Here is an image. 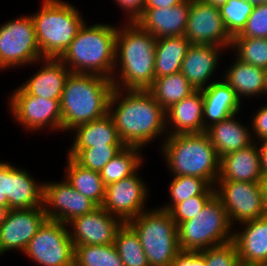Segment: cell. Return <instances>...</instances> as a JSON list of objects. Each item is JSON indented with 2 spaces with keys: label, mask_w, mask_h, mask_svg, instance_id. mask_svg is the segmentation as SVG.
<instances>
[{
  "label": "cell",
  "mask_w": 267,
  "mask_h": 266,
  "mask_svg": "<svg viewBox=\"0 0 267 266\" xmlns=\"http://www.w3.org/2000/svg\"><path fill=\"white\" fill-rule=\"evenodd\" d=\"M108 114L125 146L145 149L153 139L162 137L163 134L167 136L166 110L148 90L114 88L108 104Z\"/></svg>",
  "instance_id": "obj_1"
},
{
  "label": "cell",
  "mask_w": 267,
  "mask_h": 266,
  "mask_svg": "<svg viewBox=\"0 0 267 266\" xmlns=\"http://www.w3.org/2000/svg\"><path fill=\"white\" fill-rule=\"evenodd\" d=\"M156 39L136 22H125L118 27L111 79L114 88L148 90L152 86L155 79Z\"/></svg>",
  "instance_id": "obj_2"
},
{
  "label": "cell",
  "mask_w": 267,
  "mask_h": 266,
  "mask_svg": "<svg viewBox=\"0 0 267 266\" xmlns=\"http://www.w3.org/2000/svg\"><path fill=\"white\" fill-rule=\"evenodd\" d=\"M113 89L107 77L70 73L60 100L62 131L71 132L79 125L105 116Z\"/></svg>",
  "instance_id": "obj_3"
},
{
  "label": "cell",
  "mask_w": 267,
  "mask_h": 266,
  "mask_svg": "<svg viewBox=\"0 0 267 266\" xmlns=\"http://www.w3.org/2000/svg\"><path fill=\"white\" fill-rule=\"evenodd\" d=\"M86 24L85 21L59 59L71 73L96 74L112 79L118 26L101 22Z\"/></svg>",
  "instance_id": "obj_4"
},
{
  "label": "cell",
  "mask_w": 267,
  "mask_h": 266,
  "mask_svg": "<svg viewBox=\"0 0 267 266\" xmlns=\"http://www.w3.org/2000/svg\"><path fill=\"white\" fill-rule=\"evenodd\" d=\"M164 160L173 176H194L215 186L219 175L220 158L208 135L178 134L163 137Z\"/></svg>",
  "instance_id": "obj_5"
},
{
  "label": "cell",
  "mask_w": 267,
  "mask_h": 266,
  "mask_svg": "<svg viewBox=\"0 0 267 266\" xmlns=\"http://www.w3.org/2000/svg\"><path fill=\"white\" fill-rule=\"evenodd\" d=\"M31 17L43 59H59L86 20L74 5L63 0H43Z\"/></svg>",
  "instance_id": "obj_6"
},
{
  "label": "cell",
  "mask_w": 267,
  "mask_h": 266,
  "mask_svg": "<svg viewBox=\"0 0 267 266\" xmlns=\"http://www.w3.org/2000/svg\"><path fill=\"white\" fill-rule=\"evenodd\" d=\"M221 200L214 195L195 217L177 225L180 251L200 252L233 240V229Z\"/></svg>",
  "instance_id": "obj_7"
},
{
  "label": "cell",
  "mask_w": 267,
  "mask_h": 266,
  "mask_svg": "<svg viewBox=\"0 0 267 266\" xmlns=\"http://www.w3.org/2000/svg\"><path fill=\"white\" fill-rule=\"evenodd\" d=\"M139 236L149 266H171L181 252L177 225L169 211L147 209L127 222Z\"/></svg>",
  "instance_id": "obj_8"
},
{
  "label": "cell",
  "mask_w": 267,
  "mask_h": 266,
  "mask_svg": "<svg viewBox=\"0 0 267 266\" xmlns=\"http://www.w3.org/2000/svg\"><path fill=\"white\" fill-rule=\"evenodd\" d=\"M42 54L37 42L34 22L31 17L20 15L0 24V69L34 65ZM32 63V64H31Z\"/></svg>",
  "instance_id": "obj_9"
},
{
  "label": "cell",
  "mask_w": 267,
  "mask_h": 266,
  "mask_svg": "<svg viewBox=\"0 0 267 266\" xmlns=\"http://www.w3.org/2000/svg\"><path fill=\"white\" fill-rule=\"evenodd\" d=\"M215 195L221 200L232 226L267 215L263 183L217 181Z\"/></svg>",
  "instance_id": "obj_10"
},
{
  "label": "cell",
  "mask_w": 267,
  "mask_h": 266,
  "mask_svg": "<svg viewBox=\"0 0 267 266\" xmlns=\"http://www.w3.org/2000/svg\"><path fill=\"white\" fill-rule=\"evenodd\" d=\"M68 228L67 224L47 219L23 253L40 266H74L75 246Z\"/></svg>",
  "instance_id": "obj_11"
},
{
  "label": "cell",
  "mask_w": 267,
  "mask_h": 266,
  "mask_svg": "<svg viewBox=\"0 0 267 266\" xmlns=\"http://www.w3.org/2000/svg\"><path fill=\"white\" fill-rule=\"evenodd\" d=\"M9 97V112L24 130L62 131L60 100L29 95L21 86Z\"/></svg>",
  "instance_id": "obj_12"
},
{
  "label": "cell",
  "mask_w": 267,
  "mask_h": 266,
  "mask_svg": "<svg viewBox=\"0 0 267 266\" xmlns=\"http://www.w3.org/2000/svg\"><path fill=\"white\" fill-rule=\"evenodd\" d=\"M184 36L191 44L231 47L232 36L227 31L219 8L201 0H190Z\"/></svg>",
  "instance_id": "obj_13"
},
{
  "label": "cell",
  "mask_w": 267,
  "mask_h": 266,
  "mask_svg": "<svg viewBox=\"0 0 267 266\" xmlns=\"http://www.w3.org/2000/svg\"><path fill=\"white\" fill-rule=\"evenodd\" d=\"M138 174L137 170L129 177L107 185L105 189L101 207L124 223L147 210L145 205L149 199L150 189Z\"/></svg>",
  "instance_id": "obj_14"
},
{
  "label": "cell",
  "mask_w": 267,
  "mask_h": 266,
  "mask_svg": "<svg viewBox=\"0 0 267 266\" xmlns=\"http://www.w3.org/2000/svg\"><path fill=\"white\" fill-rule=\"evenodd\" d=\"M98 206L76 191L63 178L60 182H43V208L48 220L67 224L73 218L92 212Z\"/></svg>",
  "instance_id": "obj_15"
},
{
  "label": "cell",
  "mask_w": 267,
  "mask_h": 266,
  "mask_svg": "<svg viewBox=\"0 0 267 266\" xmlns=\"http://www.w3.org/2000/svg\"><path fill=\"white\" fill-rule=\"evenodd\" d=\"M47 220L43 206L28 209H10L0 226V257L5 252H24L30 240Z\"/></svg>",
  "instance_id": "obj_16"
},
{
  "label": "cell",
  "mask_w": 267,
  "mask_h": 266,
  "mask_svg": "<svg viewBox=\"0 0 267 266\" xmlns=\"http://www.w3.org/2000/svg\"><path fill=\"white\" fill-rule=\"evenodd\" d=\"M123 223L120 218L98 206L90 213L73 218L67 226H71L68 230L74 245H107L114 243Z\"/></svg>",
  "instance_id": "obj_17"
},
{
  "label": "cell",
  "mask_w": 267,
  "mask_h": 266,
  "mask_svg": "<svg viewBox=\"0 0 267 266\" xmlns=\"http://www.w3.org/2000/svg\"><path fill=\"white\" fill-rule=\"evenodd\" d=\"M238 225L243 229L233 231L232 241L241 265L263 266L267 262V215Z\"/></svg>",
  "instance_id": "obj_18"
},
{
  "label": "cell",
  "mask_w": 267,
  "mask_h": 266,
  "mask_svg": "<svg viewBox=\"0 0 267 266\" xmlns=\"http://www.w3.org/2000/svg\"><path fill=\"white\" fill-rule=\"evenodd\" d=\"M190 0L168 8H144L136 23L156 38L184 36Z\"/></svg>",
  "instance_id": "obj_19"
},
{
  "label": "cell",
  "mask_w": 267,
  "mask_h": 266,
  "mask_svg": "<svg viewBox=\"0 0 267 266\" xmlns=\"http://www.w3.org/2000/svg\"><path fill=\"white\" fill-rule=\"evenodd\" d=\"M226 48L215 45L191 44L182 61L180 72L195 90L208 87ZM208 81V82H207Z\"/></svg>",
  "instance_id": "obj_20"
},
{
  "label": "cell",
  "mask_w": 267,
  "mask_h": 266,
  "mask_svg": "<svg viewBox=\"0 0 267 266\" xmlns=\"http://www.w3.org/2000/svg\"><path fill=\"white\" fill-rule=\"evenodd\" d=\"M217 181H245L262 183L260 157L257 142L228 153L220 158Z\"/></svg>",
  "instance_id": "obj_21"
},
{
  "label": "cell",
  "mask_w": 267,
  "mask_h": 266,
  "mask_svg": "<svg viewBox=\"0 0 267 266\" xmlns=\"http://www.w3.org/2000/svg\"><path fill=\"white\" fill-rule=\"evenodd\" d=\"M203 96L204 132L211 125L225 120L241 111L242 101L235 91L222 79L201 89Z\"/></svg>",
  "instance_id": "obj_22"
},
{
  "label": "cell",
  "mask_w": 267,
  "mask_h": 266,
  "mask_svg": "<svg viewBox=\"0 0 267 266\" xmlns=\"http://www.w3.org/2000/svg\"><path fill=\"white\" fill-rule=\"evenodd\" d=\"M41 68L21 87L29 94L41 98L61 100L67 77L71 71L60 59L44 58Z\"/></svg>",
  "instance_id": "obj_23"
},
{
  "label": "cell",
  "mask_w": 267,
  "mask_h": 266,
  "mask_svg": "<svg viewBox=\"0 0 267 266\" xmlns=\"http://www.w3.org/2000/svg\"><path fill=\"white\" fill-rule=\"evenodd\" d=\"M166 124L167 135L204 133L202 91L195 90L167 109Z\"/></svg>",
  "instance_id": "obj_24"
},
{
  "label": "cell",
  "mask_w": 267,
  "mask_h": 266,
  "mask_svg": "<svg viewBox=\"0 0 267 266\" xmlns=\"http://www.w3.org/2000/svg\"><path fill=\"white\" fill-rule=\"evenodd\" d=\"M8 162L7 201L9 209H28L43 206V182ZM37 181V182H36Z\"/></svg>",
  "instance_id": "obj_25"
},
{
  "label": "cell",
  "mask_w": 267,
  "mask_h": 266,
  "mask_svg": "<svg viewBox=\"0 0 267 266\" xmlns=\"http://www.w3.org/2000/svg\"><path fill=\"white\" fill-rule=\"evenodd\" d=\"M236 115L211 125L205 131L219 158L245 148L254 142L251 127L248 128L242 122L240 123L236 119Z\"/></svg>",
  "instance_id": "obj_26"
},
{
  "label": "cell",
  "mask_w": 267,
  "mask_h": 266,
  "mask_svg": "<svg viewBox=\"0 0 267 266\" xmlns=\"http://www.w3.org/2000/svg\"><path fill=\"white\" fill-rule=\"evenodd\" d=\"M73 142L69 150H83L95 146H125L119 138L111 116H105L77 126L72 130Z\"/></svg>",
  "instance_id": "obj_27"
},
{
  "label": "cell",
  "mask_w": 267,
  "mask_h": 266,
  "mask_svg": "<svg viewBox=\"0 0 267 266\" xmlns=\"http://www.w3.org/2000/svg\"><path fill=\"white\" fill-rule=\"evenodd\" d=\"M226 69L225 76L221 78L235 91L240 100L265 95L264 69L244 63L238 58Z\"/></svg>",
  "instance_id": "obj_28"
},
{
  "label": "cell",
  "mask_w": 267,
  "mask_h": 266,
  "mask_svg": "<svg viewBox=\"0 0 267 266\" xmlns=\"http://www.w3.org/2000/svg\"><path fill=\"white\" fill-rule=\"evenodd\" d=\"M191 43L185 36L162 37L156 39L155 78L179 73L182 61Z\"/></svg>",
  "instance_id": "obj_29"
},
{
  "label": "cell",
  "mask_w": 267,
  "mask_h": 266,
  "mask_svg": "<svg viewBox=\"0 0 267 266\" xmlns=\"http://www.w3.org/2000/svg\"><path fill=\"white\" fill-rule=\"evenodd\" d=\"M66 159L65 179L76 191L89 198L97 206H102L106 186L100 173L80 166L69 156Z\"/></svg>",
  "instance_id": "obj_30"
},
{
  "label": "cell",
  "mask_w": 267,
  "mask_h": 266,
  "mask_svg": "<svg viewBox=\"0 0 267 266\" xmlns=\"http://www.w3.org/2000/svg\"><path fill=\"white\" fill-rule=\"evenodd\" d=\"M148 91L155 100L165 109L192 94L195 89L181 73L164 75L154 79Z\"/></svg>",
  "instance_id": "obj_31"
},
{
  "label": "cell",
  "mask_w": 267,
  "mask_h": 266,
  "mask_svg": "<svg viewBox=\"0 0 267 266\" xmlns=\"http://www.w3.org/2000/svg\"><path fill=\"white\" fill-rule=\"evenodd\" d=\"M142 148L125 146L114 158H112L99 172L107 186L134 174L142 167Z\"/></svg>",
  "instance_id": "obj_32"
},
{
  "label": "cell",
  "mask_w": 267,
  "mask_h": 266,
  "mask_svg": "<svg viewBox=\"0 0 267 266\" xmlns=\"http://www.w3.org/2000/svg\"><path fill=\"white\" fill-rule=\"evenodd\" d=\"M169 183L170 201L161 205V209L169 211L175 204L186 201L195 195H215V186H211L205 179L194 176H172Z\"/></svg>",
  "instance_id": "obj_33"
},
{
  "label": "cell",
  "mask_w": 267,
  "mask_h": 266,
  "mask_svg": "<svg viewBox=\"0 0 267 266\" xmlns=\"http://www.w3.org/2000/svg\"><path fill=\"white\" fill-rule=\"evenodd\" d=\"M114 246L124 266H149L139 236L128 223L118 229Z\"/></svg>",
  "instance_id": "obj_34"
},
{
  "label": "cell",
  "mask_w": 267,
  "mask_h": 266,
  "mask_svg": "<svg viewBox=\"0 0 267 266\" xmlns=\"http://www.w3.org/2000/svg\"><path fill=\"white\" fill-rule=\"evenodd\" d=\"M74 246V266H124L114 243Z\"/></svg>",
  "instance_id": "obj_35"
},
{
  "label": "cell",
  "mask_w": 267,
  "mask_h": 266,
  "mask_svg": "<svg viewBox=\"0 0 267 266\" xmlns=\"http://www.w3.org/2000/svg\"><path fill=\"white\" fill-rule=\"evenodd\" d=\"M230 49L242 62L267 68V38L233 37Z\"/></svg>",
  "instance_id": "obj_36"
},
{
  "label": "cell",
  "mask_w": 267,
  "mask_h": 266,
  "mask_svg": "<svg viewBox=\"0 0 267 266\" xmlns=\"http://www.w3.org/2000/svg\"><path fill=\"white\" fill-rule=\"evenodd\" d=\"M125 146H95L83 150H69L71 157L80 166L100 172Z\"/></svg>",
  "instance_id": "obj_37"
},
{
  "label": "cell",
  "mask_w": 267,
  "mask_h": 266,
  "mask_svg": "<svg viewBox=\"0 0 267 266\" xmlns=\"http://www.w3.org/2000/svg\"><path fill=\"white\" fill-rule=\"evenodd\" d=\"M253 8L254 5L245 0H228L219 8L224 25L232 37L243 30Z\"/></svg>",
  "instance_id": "obj_38"
},
{
  "label": "cell",
  "mask_w": 267,
  "mask_h": 266,
  "mask_svg": "<svg viewBox=\"0 0 267 266\" xmlns=\"http://www.w3.org/2000/svg\"><path fill=\"white\" fill-rule=\"evenodd\" d=\"M205 259L206 266H240L239 255L233 241L210 247L199 252Z\"/></svg>",
  "instance_id": "obj_39"
},
{
  "label": "cell",
  "mask_w": 267,
  "mask_h": 266,
  "mask_svg": "<svg viewBox=\"0 0 267 266\" xmlns=\"http://www.w3.org/2000/svg\"><path fill=\"white\" fill-rule=\"evenodd\" d=\"M213 196L214 195H195L186 201L175 204L169 210L172 220L178 225L192 219L197 213L202 211L203 207Z\"/></svg>",
  "instance_id": "obj_40"
},
{
  "label": "cell",
  "mask_w": 267,
  "mask_h": 266,
  "mask_svg": "<svg viewBox=\"0 0 267 266\" xmlns=\"http://www.w3.org/2000/svg\"><path fill=\"white\" fill-rule=\"evenodd\" d=\"M234 37L267 38V4L255 5L245 27Z\"/></svg>",
  "instance_id": "obj_41"
},
{
  "label": "cell",
  "mask_w": 267,
  "mask_h": 266,
  "mask_svg": "<svg viewBox=\"0 0 267 266\" xmlns=\"http://www.w3.org/2000/svg\"><path fill=\"white\" fill-rule=\"evenodd\" d=\"M256 112L253 114L251 125H248V127H252L253 141L257 142V139H259V142H262L267 140V104L258 108Z\"/></svg>",
  "instance_id": "obj_42"
},
{
  "label": "cell",
  "mask_w": 267,
  "mask_h": 266,
  "mask_svg": "<svg viewBox=\"0 0 267 266\" xmlns=\"http://www.w3.org/2000/svg\"><path fill=\"white\" fill-rule=\"evenodd\" d=\"M127 17V23L136 22L144 13L145 0H113Z\"/></svg>",
  "instance_id": "obj_43"
},
{
  "label": "cell",
  "mask_w": 267,
  "mask_h": 266,
  "mask_svg": "<svg viewBox=\"0 0 267 266\" xmlns=\"http://www.w3.org/2000/svg\"><path fill=\"white\" fill-rule=\"evenodd\" d=\"M171 266H206L204 257L199 252L181 251L172 261Z\"/></svg>",
  "instance_id": "obj_44"
},
{
  "label": "cell",
  "mask_w": 267,
  "mask_h": 266,
  "mask_svg": "<svg viewBox=\"0 0 267 266\" xmlns=\"http://www.w3.org/2000/svg\"><path fill=\"white\" fill-rule=\"evenodd\" d=\"M8 162H0V206H8Z\"/></svg>",
  "instance_id": "obj_45"
},
{
  "label": "cell",
  "mask_w": 267,
  "mask_h": 266,
  "mask_svg": "<svg viewBox=\"0 0 267 266\" xmlns=\"http://www.w3.org/2000/svg\"><path fill=\"white\" fill-rule=\"evenodd\" d=\"M189 0H145V8H168Z\"/></svg>",
  "instance_id": "obj_46"
},
{
  "label": "cell",
  "mask_w": 267,
  "mask_h": 266,
  "mask_svg": "<svg viewBox=\"0 0 267 266\" xmlns=\"http://www.w3.org/2000/svg\"><path fill=\"white\" fill-rule=\"evenodd\" d=\"M257 146L260 157L261 171L264 177L267 174V140L258 142Z\"/></svg>",
  "instance_id": "obj_47"
},
{
  "label": "cell",
  "mask_w": 267,
  "mask_h": 266,
  "mask_svg": "<svg viewBox=\"0 0 267 266\" xmlns=\"http://www.w3.org/2000/svg\"><path fill=\"white\" fill-rule=\"evenodd\" d=\"M8 206H0V226L3 224V222L6 220V216L9 212Z\"/></svg>",
  "instance_id": "obj_48"
},
{
  "label": "cell",
  "mask_w": 267,
  "mask_h": 266,
  "mask_svg": "<svg viewBox=\"0 0 267 266\" xmlns=\"http://www.w3.org/2000/svg\"><path fill=\"white\" fill-rule=\"evenodd\" d=\"M207 4L213 5L217 8H220L221 6H223L224 4H226V2L228 0H201Z\"/></svg>",
  "instance_id": "obj_49"
},
{
  "label": "cell",
  "mask_w": 267,
  "mask_h": 266,
  "mask_svg": "<svg viewBox=\"0 0 267 266\" xmlns=\"http://www.w3.org/2000/svg\"><path fill=\"white\" fill-rule=\"evenodd\" d=\"M248 3L255 5H260V4H267V0H245Z\"/></svg>",
  "instance_id": "obj_50"
},
{
  "label": "cell",
  "mask_w": 267,
  "mask_h": 266,
  "mask_svg": "<svg viewBox=\"0 0 267 266\" xmlns=\"http://www.w3.org/2000/svg\"><path fill=\"white\" fill-rule=\"evenodd\" d=\"M264 79H265V95H267V68L264 69Z\"/></svg>",
  "instance_id": "obj_51"
},
{
  "label": "cell",
  "mask_w": 267,
  "mask_h": 266,
  "mask_svg": "<svg viewBox=\"0 0 267 266\" xmlns=\"http://www.w3.org/2000/svg\"><path fill=\"white\" fill-rule=\"evenodd\" d=\"M263 187L265 188L266 190V193H267V174L263 177Z\"/></svg>",
  "instance_id": "obj_52"
}]
</instances>
